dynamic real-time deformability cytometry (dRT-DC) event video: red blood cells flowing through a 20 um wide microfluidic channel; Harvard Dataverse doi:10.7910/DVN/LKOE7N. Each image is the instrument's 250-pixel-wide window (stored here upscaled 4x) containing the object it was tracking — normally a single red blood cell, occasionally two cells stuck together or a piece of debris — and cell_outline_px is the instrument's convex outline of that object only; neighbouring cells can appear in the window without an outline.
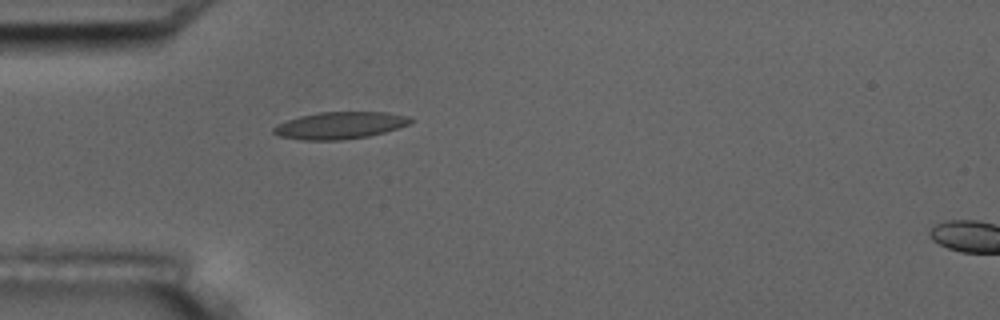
{"species": "common noctule bat (a hibernating species)", "species_latin": "Nyctalus noctula", "temperature_condition": "room temperature", "stored_images_in_passage": 6, "camera_frame_rate_fps": 3000, "um_per_image_px": 0.085, "animal": {"sex": "male", "body_mass_g": 17.5, "forearm_length_mm": 52.3}, "frame": {"image": 1, "passage_image": 6, "time_ms": 5.667, "image_size_px": [1000, 320], "cell_outline_px": [[412, 120], [408, 124], [384, 132], [368, 136], [340, 140], [304, 140], [280, 136], [272, 132], [272, 128], [276, 124], [300, 116], [320, 112], [384, 112], [408, 116]], "centroid_in_image_um": [28.85, 10.66], "position_along_channel_um": 56.2, "area_um2": 21.33}}